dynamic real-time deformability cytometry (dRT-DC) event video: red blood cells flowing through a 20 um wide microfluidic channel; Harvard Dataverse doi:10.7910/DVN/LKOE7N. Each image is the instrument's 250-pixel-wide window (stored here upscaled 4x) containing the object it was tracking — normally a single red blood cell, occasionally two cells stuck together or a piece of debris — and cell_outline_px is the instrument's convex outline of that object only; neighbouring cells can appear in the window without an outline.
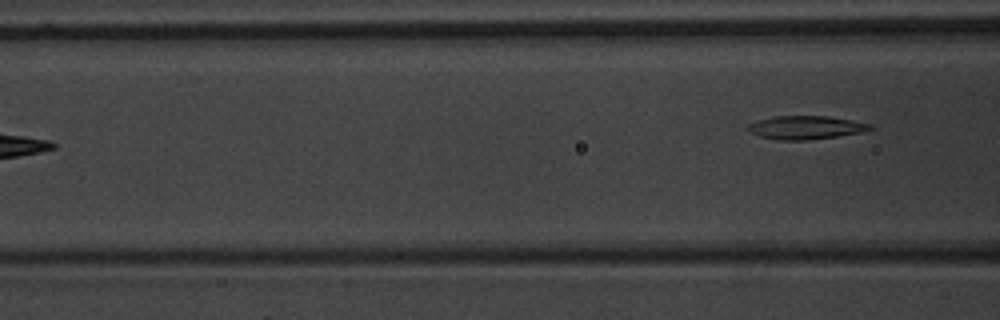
{"species": "common noctule bat (a hibernating species)", "species_latin": "Nyctalus noctula", "temperature_condition": "warm", "stored_images_in_passage": 7, "camera_frame_rate_fps": 3000, "um_per_image_px": 0.085, "animal": {"sex": "male", "body_mass_g": 20.1, "forearm_length_mm": 53.5}, "frame": {"image": 1, "passage_image": 7, "time_ms": 8.667, "image_size_px": [1000, 320], "cell_outline_px": [[876, 128], [860, 132], [836, 136], [808, 140], [780, 140], [760, 136], [748, 132], [748, 128], [752, 124], [760, 120], [772, 116], [828, 116], [852, 120], [872, 124]], "centroid_in_image_um": [68.53, 10.83], "position_along_channel_um": 98.1, "area_um2": 16.47}}